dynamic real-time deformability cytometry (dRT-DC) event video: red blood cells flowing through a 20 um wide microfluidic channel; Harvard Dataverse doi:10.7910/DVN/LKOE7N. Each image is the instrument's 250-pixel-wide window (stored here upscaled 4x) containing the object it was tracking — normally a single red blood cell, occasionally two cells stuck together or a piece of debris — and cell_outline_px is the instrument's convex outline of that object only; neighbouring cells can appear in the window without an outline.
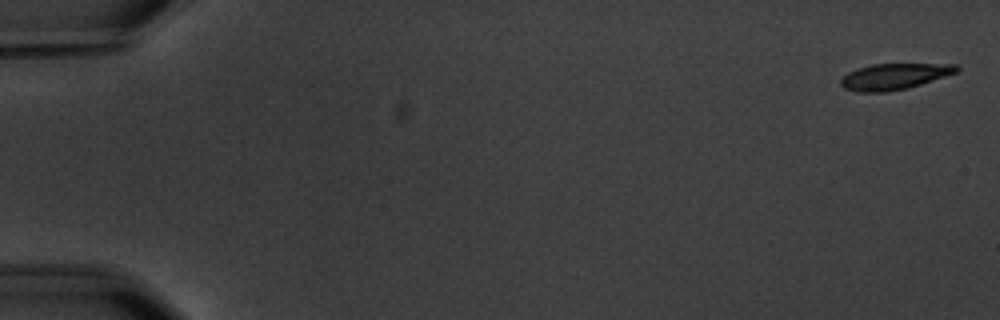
{"species": "common noctule bat (a hibernating species)", "species_latin": "Nyctalus noctula", "temperature_condition": "warm", "stored_images_in_passage": 8, "camera_frame_rate_fps": 3000, "um_per_image_px": 0.085, "animal": {"sex": "male", "body_mass_g": 20.1, "forearm_length_mm": 53.5}, "frame": {"image": 1, "passage_image": 1, "time_ms": 0.0, "image_size_px": [1000, 320], "cell_outline_px": [[960, 68], [956, 72], [908, 88], [888, 92], [860, 92], [844, 88], [840, 84], [840, 80], [848, 72], [856, 68], [872, 64], [956, 64]], "centroid_in_image_um": [75.97, 6.5], "position_along_channel_um": 9.0, "area_um2": 17.46}}
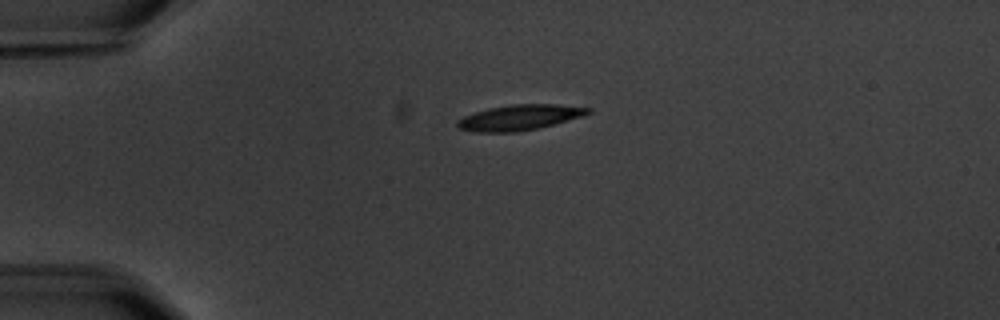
{"frame": {"image": 2, "passage_image": 4, "time_ms": 4.333, "image_size_px": [1000, 320], "cell_outline_px": [[592, 112], [584, 116], [536, 128], [516, 132], [472, 132], [460, 128], [456, 124], [456, 120], [464, 116], [488, 108], [512, 104], [556, 104], [592, 108]], "centroid_in_image_um": [44.16, 9.98], "position_along_channel_um": 40.8, "area_um2": 19.31}}
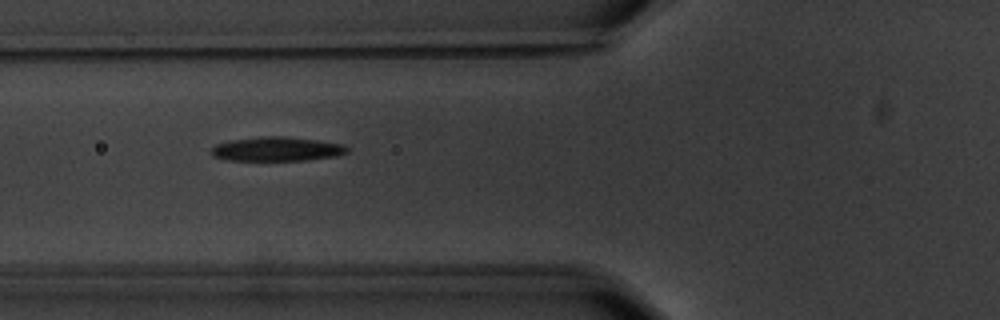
{"frame": {"image": 3, "passage_image": 6, "time_ms": 7.0, "image_size_px": [1000, 320], "cell_outline_px": [[348, 152], [336, 156], [308, 160], [228, 160], [212, 156], [212, 148], [216, 144], [228, 140], [260, 136], [284, 136], [316, 140], [344, 144], [348, 148]], "centroid_in_image_um": [23.53, 12.66], "position_along_channel_um": 102.3, "area_um2": 19.19}}